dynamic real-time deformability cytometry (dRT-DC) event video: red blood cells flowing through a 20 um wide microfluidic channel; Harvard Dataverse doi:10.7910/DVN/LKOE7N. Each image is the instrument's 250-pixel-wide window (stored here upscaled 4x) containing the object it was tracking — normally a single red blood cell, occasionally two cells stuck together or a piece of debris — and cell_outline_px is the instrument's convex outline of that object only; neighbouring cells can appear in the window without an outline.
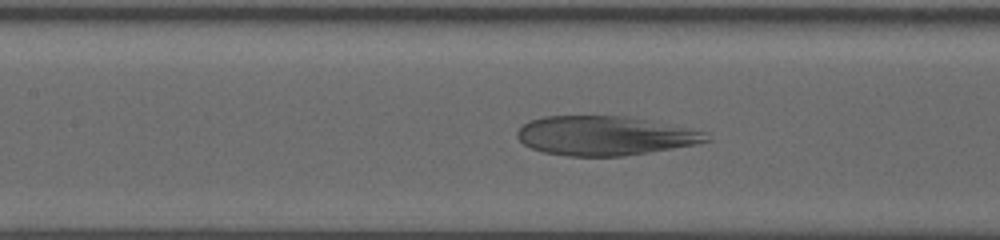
{"species": "human", "species_latin": "Homo sapiens", "temperature_condition": "warm", "stored_images_in_passage": 25, "camera_frame_rate_fps": 3000, "um_per_image_px": 0.085, "donor": {"sex": "female"}, "frame": {"image": 1, "passage_image": 22, "time_ms": 8.667, "image_size_px": [1000, 240], "cell_outline_px": [[712, 140], [672, 148], [648, 152], [620, 156], [568, 156], [544, 152], [532, 148], [524, 144], [516, 136], [516, 132], [524, 124], [532, 120], [544, 116], [628, 116], [708, 132]], "centroid_in_image_um": [51.4, 11.53], "position_along_channel_um": 156.0, "area_um2": 42.95}}
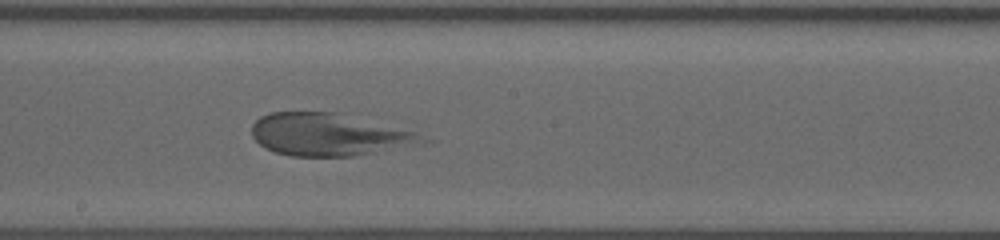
{"frame": {"image": 2, "passage_image": 25, "time_ms": 10.667, "image_size_px": [1000, 240], "cell_outline_px": [[436, 140], [424, 144], [352, 156], [292, 156], [276, 152], [264, 148], [252, 136], [252, 124], [260, 116], [272, 112], [340, 112], [416, 132]], "centroid_in_image_um": [28.03, 11.44], "position_along_channel_um": 220.2, "area_um2": 42.6}}